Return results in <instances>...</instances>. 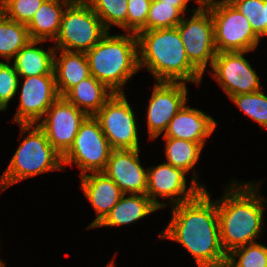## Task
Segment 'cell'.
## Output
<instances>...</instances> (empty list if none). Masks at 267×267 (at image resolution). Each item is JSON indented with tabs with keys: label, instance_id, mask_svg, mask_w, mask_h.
I'll return each instance as SVG.
<instances>
[{
	"label": "cell",
	"instance_id": "52a82bcc",
	"mask_svg": "<svg viewBox=\"0 0 267 267\" xmlns=\"http://www.w3.org/2000/svg\"><path fill=\"white\" fill-rule=\"evenodd\" d=\"M205 6L213 19L217 53L256 49L261 38L254 33L249 20L228 0L214 1Z\"/></svg>",
	"mask_w": 267,
	"mask_h": 267
},
{
	"label": "cell",
	"instance_id": "f546056e",
	"mask_svg": "<svg viewBox=\"0 0 267 267\" xmlns=\"http://www.w3.org/2000/svg\"><path fill=\"white\" fill-rule=\"evenodd\" d=\"M251 24L254 33L260 38L266 36L264 0H228Z\"/></svg>",
	"mask_w": 267,
	"mask_h": 267
},
{
	"label": "cell",
	"instance_id": "f1b7e54d",
	"mask_svg": "<svg viewBox=\"0 0 267 267\" xmlns=\"http://www.w3.org/2000/svg\"><path fill=\"white\" fill-rule=\"evenodd\" d=\"M227 260L234 267H267V247L257 242L249 243L228 253Z\"/></svg>",
	"mask_w": 267,
	"mask_h": 267
},
{
	"label": "cell",
	"instance_id": "d6986e66",
	"mask_svg": "<svg viewBox=\"0 0 267 267\" xmlns=\"http://www.w3.org/2000/svg\"><path fill=\"white\" fill-rule=\"evenodd\" d=\"M54 53V74L59 96H64L73 86L90 76L86 54L61 50L60 57Z\"/></svg>",
	"mask_w": 267,
	"mask_h": 267
},
{
	"label": "cell",
	"instance_id": "44dd1931",
	"mask_svg": "<svg viewBox=\"0 0 267 267\" xmlns=\"http://www.w3.org/2000/svg\"><path fill=\"white\" fill-rule=\"evenodd\" d=\"M113 94L104 83L90 75L73 86L64 97L87 115L94 116Z\"/></svg>",
	"mask_w": 267,
	"mask_h": 267
},
{
	"label": "cell",
	"instance_id": "836d02e7",
	"mask_svg": "<svg viewBox=\"0 0 267 267\" xmlns=\"http://www.w3.org/2000/svg\"><path fill=\"white\" fill-rule=\"evenodd\" d=\"M158 1H163L164 3L168 4H173L174 7H177L184 15L186 13V8L189 0H158ZM196 1L199 5L203 4V0H194Z\"/></svg>",
	"mask_w": 267,
	"mask_h": 267
},
{
	"label": "cell",
	"instance_id": "4dcf8cb0",
	"mask_svg": "<svg viewBox=\"0 0 267 267\" xmlns=\"http://www.w3.org/2000/svg\"><path fill=\"white\" fill-rule=\"evenodd\" d=\"M45 0H2L3 15L28 25Z\"/></svg>",
	"mask_w": 267,
	"mask_h": 267
},
{
	"label": "cell",
	"instance_id": "4fadbf2b",
	"mask_svg": "<svg viewBox=\"0 0 267 267\" xmlns=\"http://www.w3.org/2000/svg\"><path fill=\"white\" fill-rule=\"evenodd\" d=\"M245 53L247 52H219L214 58L213 77L229 98L261 90L259 77L244 58Z\"/></svg>",
	"mask_w": 267,
	"mask_h": 267
},
{
	"label": "cell",
	"instance_id": "30bf717a",
	"mask_svg": "<svg viewBox=\"0 0 267 267\" xmlns=\"http://www.w3.org/2000/svg\"><path fill=\"white\" fill-rule=\"evenodd\" d=\"M94 117L113 150L140 149L135 115L124 92L114 93Z\"/></svg>",
	"mask_w": 267,
	"mask_h": 267
},
{
	"label": "cell",
	"instance_id": "d4e9b609",
	"mask_svg": "<svg viewBox=\"0 0 267 267\" xmlns=\"http://www.w3.org/2000/svg\"><path fill=\"white\" fill-rule=\"evenodd\" d=\"M164 139L166 140V163L183 169L186 173L191 169L195 170L194 166L200 157L203 145L175 138Z\"/></svg>",
	"mask_w": 267,
	"mask_h": 267
},
{
	"label": "cell",
	"instance_id": "5b68a950",
	"mask_svg": "<svg viewBox=\"0 0 267 267\" xmlns=\"http://www.w3.org/2000/svg\"><path fill=\"white\" fill-rule=\"evenodd\" d=\"M33 127V129H32ZM21 133L29 131L0 177L1 190L44 172L62 170V156L49 143L43 130L36 124H20Z\"/></svg>",
	"mask_w": 267,
	"mask_h": 267
},
{
	"label": "cell",
	"instance_id": "8992f818",
	"mask_svg": "<svg viewBox=\"0 0 267 267\" xmlns=\"http://www.w3.org/2000/svg\"><path fill=\"white\" fill-rule=\"evenodd\" d=\"M108 30L88 3H69L64 10L55 51L66 50L86 53ZM75 49V50H74Z\"/></svg>",
	"mask_w": 267,
	"mask_h": 267
},
{
	"label": "cell",
	"instance_id": "7a4b0ae2",
	"mask_svg": "<svg viewBox=\"0 0 267 267\" xmlns=\"http://www.w3.org/2000/svg\"><path fill=\"white\" fill-rule=\"evenodd\" d=\"M232 182L224 191V196L216 201L220 239L226 254L256 242L263 230V202H267L258 196L259 187L252 182L238 186Z\"/></svg>",
	"mask_w": 267,
	"mask_h": 267
},
{
	"label": "cell",
	"instance_id": "d590c367",
	"mask_svg": "<svg viewBox=\"0 0 267 267\" xmlns=\"http://www.w3.org/2000/svg\"><path fill=\"white\" fill-rule=\"evenodd\" d=\"M70 3H87L89 0H67Z\"/></svg>",
	"mask_w": 267,
	"mask_h": 267
},
{
	"label": "cell",
	"instance_id": "f35d334b",
	"mask_svg": "<svg viewBox=\"0 0 267 267\" xmlns=\"http://www.w3.org/2000/svg\"><path fill=\"white\" fill-rule=\"evenodd\" d=\"M3 14V9H2V0H0V16Z\"/></svg>",
	"mask_w": 267,
	"mask_h": 267
},
{
	"label": "cell",
	"instance_id": "8d00e7d4",
	"mask_svg": "<svg viewBox=\"0 0 267 267\" xmlns=\"http://www.w3.org/2000/svg\"><path fill=\"white\" fill-rule=\"evenodd\" d=\"M220 267H234L228 260H226Z\"/></svg>",
	"mask_w": 267,
	"mask_h": 267
},
{
	"label": "cell",
	"instance_id": "6da1fadb",
	"mask_svg": "<svg viewBox=\"0 0 267 267\" xmlns=\"http://www.w3.org/2000/svg\"><path fill=\"white\" fill-rule=\"evenodd\" d=\"M210 195L203 189L193 199L176 204L170 223L159 237L180 243L194 257L197 267H220L227 260L216 201Z\"/></svg>",
	"mask_w": 267,
	"mask_h": 267
},
{
	"label": "cell",
	"instance_id": "83f0119b",
	"mask_svg": "<svg viewBox=\"0 0 267 267\" xmlns=\"http://www.w3.org/2000/svg\"><path fill=\"white\" fill-rule=\"evenodd\" d=\"M246 115L267 129V96L262 90L230 97Z\"/></svg>",
	"mask_w": 267,
	"mask_h": 267
},
{
	"label": "cell",
	"instance_id": "cb8c5ba5",
	"mask_svg": "<svg viewBox=\"0 0 267 267\" xmlns=\"http://www.w3.org/2000/svg\"><path fill=\"white\" fill-rule=\"evenodd\" d=\"M27 25L0 16V56L7 62L30 41Z\"/></svg>",
	"mask_w": 267,
	"mask_h": 267
},
{
	"label": "cell",
	"instance_id": "1f68e13d",
	"mask_svg": "<svg viewBox=\"0 0 267 267\" xmlns=\"http://www.w3.org/2000/svg\"><path fill=\"white\" fill-rule=\"evenodd\" d=\"M19 75L11 62L0 61V111L6 110L19 87Z\"/></svg>",
	"mask_w": 267,
	"mask_h": 267
},
{
	"label": "cell",
	"instance_id": "9a60e30c",
	"mask_svg": "<svg viewBox=\"0 0 267 267\" xmlns=\"http://www.w3.org/2000/svg\"><path fill=\"white\" fill-rule=\"evenodd\" d=\"M188 91L183 82H158L154 85L147 108L148 133L151 139L166 132L171 119L186 104Z\"/></svg>",
	"mask_w": 267,
	"mask_h": 267
},
{
	"label": "cell",
	"instance_id": "4316f807",
	"mask_svg": "<svg viewBox=\"0 0 267 267\" xmlns=\"http://www.w3.org/2000/svg\"><path fill=\"white\" fill-rule=\"evenodd\" d=\"M182 17L183 13L173 4L153 1L150 3L146 26L141 31L176 27L182 21Z\"/></svg>",
	"mask_w": 267,
	"mask_h": 267
},
{
	"label": "cell",
	"instance_id": "603a6c76",
	"mask_svg": "<svg viewBox=\"0 0 267 267\" xmlns=\"http://www.w3.org/2000/svg\"><path fill=\"white\" fill-rule=\"evenodd\" d=\"M123 194L106 218L97 226H120L136 222L159 208L145 194Z\"/></svg>",
	"mask_w": 267,
	"mask_h": 267
},
{
	"label": "cell",
	"instance_id": "60d3db41",
	"mask_svg": "<svg viewBox=\"0 0 267 267\" xmlns=\"http://www.w3.org/2000/svg\"><path fill=\"white\" fill-rule=\"evenodd\" d=\"M0 267H5V264L3 262H0Z\"/></svg>",
	"mask_w": 267,
	"mask_h": 267
},
{
	"label": "cell",
	"instance_id": "ba28073f",
	"mask_svg": "<svg viewBox=\"0 0 267 267\" xmlns=\"http://www.w3.org/2000/svg\"><path fill=\"white\" fill-rule=\"evenodd\" d=\"M112 150L98 120L88 115L81 123L72 146L62 156V161L64 165L74 162L81 168L80 176L87 172H103Z\"/></svg>",
	"mask_w": 267,
	"mask_h": 267
},
{
	"label": "cell",
	"instance_id": "ab89813d",
	"mask_svg": "<svg viewBox=\"0 0 267 267\" xmlns=\"http://www.w3.org/2000/svg\"><path fill=\"white\" fill-rule=\"evenodd\" d=\"M113 263H114V260H112V262H110L106 267H115Z\"/></svg>",
	"mask_w": 267,
	"mask_h": 267
},
{
	"label": "cell",
	"instance_id": "8fae6325",
	"mask_svg": "<svg viewBox=\"0 0 267 267\" xmlns=\"http://www.w3.org/2000/svg\"><path fill=\"white\" fill-rule=\"evenodd\" d=\"M146 170L148 172L146 195L159 209L167 206L157 200L159 196L163 199L170 198L171 203L176 205L193 199L206 188L198 183V175L195 173L189 189L186 190V172L169 163H162L155 167L151 166Z\"/></svg>",
	"mask_w": 267,
	"mask_h": 267
},
{
	"label": "cell",
	"instance_id": "ffe728a7",
	"mask_svg": "<svg viewBox=\"0 0 267 267\" xmlns=\"http://www.w3.org/2000/svg\"><path fill=\"white\" fill-rule=\"evenodd\" d=\"M69 3L67 0H45L27 25L30 39L55 41L60 30L63 12Z\"/></svg>",
	"mask_w": 267,
	"mask_h": 267
},
{
	"label": "cell",
	"instance_id": "74e56055",
	"mask_svg": "<svg viewBox=\"0 0 267 267\" xmlns=\"http://www.w3.org/2000/svg\"><path fill=\"white\" fill-rule=\"evenodd\" d=\"M215 0H203V5L214 2Z\"/></svg>",
	"mask_w": 267,
	"mask_h": 267
},
{
	"label": "cell",
	"instance_id": "ac0fdd59",
	"mask_svg": "<svg viewBox=\"0 0 267 267\" xmlns=\"http://www.w3.org/2000/svg\"><path fill=\"white\" fill-rule=\"evenodd\" d=\"M216 124L211 116L185 104L171 119L163 138L192 141L204 146L205 139L211 136Z\"/></svg>",
	"mask_w": 267,
	"mask_h": 267
},
{
	"label": "cell",
	"instance_id": "d6a6232c",
	"mask_svg": "<svg viewBox=\"0 0 267 267\" xmlns=\"http://www.w3.org/2000/svg\"><path fill=\"white\" fill-rule=\"evenodd\" d=\"M150 3L149 0H128L127 33L137 35L146 26Z\"/></svg>",
	"mask_w": 267,
	"mask_h": 267
},
{
	"label": "cell",
	"instance_id": "277c9868",
	"mask_svg": "<svg viewBox=\"0 0 267 267\" xmlns=\"http://www.w3.org/2000/svg\"><path fill=\"white\" fill-rule=\"evenodd\" d=\"M137 35H113L109 32L88 52L90 75L114 93H123V85L139 71Z\"/></svg>",
	"mask_w": 267,
	"mask_h": 267
},
{
	"label": "cell",
	"instance_id": "e0dca14e",
	"mask_svg": "<svg viewBox=\"0 0 267 267\" xmlns=\"http://www.w3.org/2000/svg\"><path fill=\"white\" fill-rule=\"evenodd\" d=\"M81 177V189L95 209L97 217L87 229L96 228L118 203L123 195L116 183L103 172H93Z\"/></svg>",
	"mask_w": 267,
	"mask_h": 267
},
{
	"label": "cell",
	"instance_id": "7c38bea8",
	"mask_svg": "<svg viewBox=\"0 0 267 267\" xmlns=\"http://www.w3.org/2000/svg\"><path fill=\"white\" fill-rule=\"evenodd\" d=\"M87 116L64 96H60L37 125L43 130L49 143L63 156L72 146L80 125Z\"/></svg>",
	"mask_w": 267,
	"mask_h": 267
},
{
	"label": "cell",
	"instance_id": "2e32d148",
	"mask_svg": "<svg viewBox=\"0 0 267 267\" xmlns=\"http://www.w3.org/2000/svg\"><path fill=\"white\" fill-rule=\"evenodd\" d=\"M140 149L112 150L103 173L110 177L123 194H145L148 172L141 166Z\"/></svg>",
	"mask_w": 267,
	"mask_h": 267
},
{
	"label": "cell",
	"instance_id": "7402d4cb",
	"mask_svg": "<svg viewBox=\"0 0 267 267\" xmlns=\"http://www.w3.org/2000/svg\"><path fill=\"white\" fill-rule=\"evenodd\" d=\"M43 41L30 40L14 56L13 65L20 77L54 74L55 48L46 50L35 45Z\"/></svg>",
	"mask_w": 267,
	"mask_h": 267
},
{
	"label": "cell",
	"instance_id": "e575fe53",
	"mask_svg": "<svg viewBox=\"0 0 267 267\" xmlns=\"http://www.w3.org/2000/svg\"><path fill=\"white\" fill-rule=\"evenodd\" d=\"M264 15H265V22H266V36H267V0H264Z\"/></svg>",
	"mask_w": 267,
	"mask_h": 267
},
{
	"label": "cell",
	"instance_id": "3957f363",
	"mask_svg": "<svg viewBox=\"0 0 267 267\" xmlns=\"http://www.w3.org/2000/svg\"><path fill=\"white\" fill-rule=\"evenodd\" d=\"M139 68H147L157 82L201 83L203 74L188 59L177 27L137 34Z\"/></svg>",
	"mask_w": 267,
	"mask_h": 267
},
{
	"label": "cell",
	"instance_id": "484cf974",
	"mask_svg": "<svg viewBox=\"0 0 267 267\" xmlns=\"http://www.w3.org/2000/svg\"><path fill=\"white\" fill-rule=\"evenodd\" d=\"M87 3L108 31L116 25L127 32L128 0H89Z\"/></svg>",
	"mask_w": 267,
	"mask_h": 267
},
{
	"label": "cell",
	"instance_id": "9c48e42d",
	"mask_svg": "<svg viewBox=\"0 0 267 267\" xmlns=\"http://www.w3.org/2000/svg\"><path fill=\"white\" fill-rule=\"evenodd\" d=\"M192 12L189 21L183 18L176 27L188 59L204 75L207 63L210 62L212 67L217 55L214 23L210 10L205 5L200 4Z\"/></svg>",
	"mask_w": 267,
	"mask_h": 267
},
{
	"label": "cell",
	"instance_id": "5bb4252c",
	"mask_svg": "<svg viewBox=\"0 0 267 267\" xmlns=\"http://www.w3.org/2000/svg\"><path fill=\"white\" fill-rule=\"evenodd\" d=\"M59 97L55 74L24 77L20 104L12 121L37 124Z\"/></svg>",
	"mask_w": 267,
	"mask_h": 267
}]
</instances>
